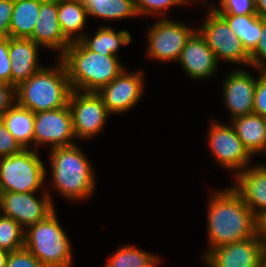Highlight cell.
<instances>
[{"mask_svg":"<svg viewBox=\"0 0 266 267\" xmlns=\"http://www.w3.org/2000/svg\"><path fill=\"white\" fill-rule=\"evenodd\" d=\"M213 196L207 214L209 249L243 241L258 234L257 217L233 187L214 192Z\"/></svg>","mask_w":266,"mask_h":267,"instance_id":"1","label":"cell"},{"mask_svg":"<svg viewBox=\"0 0 266 267\" xmlns=\"http://www.w3.org/2000/svg\"><path fill=\"white\" fill-rule=\"evenodd\" d=\"M59 59L64 63L75 91L98 92L124 70L117 56L90 51L79 41L70 43Z\"/></svg>","mask_w":266,"mask_h":267,"instance_id":"2","label":"cell"},{"mask_svg":"<svg viewBox=\"0 0 266 267\" xmlns=\"http://www.w3.org/2000/svg\"><path fill=\"white\" fill-rule=\"evenodd\" d=\"M72 91L64 63L53 69L42 68L16 87V103L33 113L68 105Z\"/></svg>","mask_w":266,"mask_h":267,"instance_id":"3","label":"cell"},{"mask_svg":"<svg viewBox=\"0 0 266 267\" xmlns=\"http://www.w3.org/2000/svg\"><path fill=\"white\" fill-rule=\"evenodd\" d=\"M76 144L51 148L53 186L71 200L89 197L95 188V177L87 157Z\"/></svg>","mask_w":266,"mask_h":267,"instance_id":"4","label":"cell"},{"mask_svg":"<svg viewBox=\"0 0 266 267\" xmlns=\"http://www.w3.org/2000/svg\"><path fill=\"white\" fill-rule=\"evenodd\" d=\"M25 230L24 247L44 267H71L73 264L71 244L62 229L55 211L43 221Z\"/></svg>","mask_w":266,"mask_h":267,"instance_id":"5","label":"cell"},{"mask_svg":"<svg viewBox=\"0 0 266 267\" xmlns=\"http://www.w3.org/2000/svg\"><path fill=\"white\" fill-rule=\"evenodd\" d=\"M46 169L36 152H21L0 158V193L36 192L42 186Z\"/></svg>","mask_w":266,"mask_h":267,"instance_id":"6","label":"cell"},{"mask_svg":"<svg viewBox=\"0 0 266 267\" xmlns=\"http://www.w3.org/2000/svg\"><path fill=\"white\" fill-rule=\"evenodd\" d=\"M202 27L197 31L205 39L218 62L220 58L228 62L249 65L250 55L242 42L229 27L227 21L212 7Z\"/></svg>","mask_w":266,"mask_h":267,"instance_id":"7","label":"cell"},{"mask_svg":"<svg viewBox=\"0 0 266 267\" xmlns=\"http://www.w3.org/2000/svg\"><path fill=\"white\" fill-rule=\"evenodd\" d=\"M68 105L72 114L75 137L90 138L98 134L110 114L96 92L80 93L72 90Z\"/></svg>","mask_w":266,"mask_h":267,"instance_id":"8","label":"cell"},{"mask_svg":"<svg viewBox=\"0 0 266 267\" xmlns=\"http://www.w3.org/2000/svg\"><path fill=\"white\" fill-rule=\"evenodd\" d=\"M34 193H0V209L2 211L0 213L15 220L25 230L29 226L43 221L55 211L54 205H52L51 197L47 192L41 199H37Z\"/></svg>","mask_w":266,"mask_h":267,"instance_id":"9","label":"cell"},{"mask_svg":"<svg viewBox=\"0 0 266 267\" xmlns=\"http://www.w3.org/2000/svg\"><path fill=\"white\" fill-rule=\"evenodd\" d=\"M75 138L69 105L55 110L34 113L33 143L50 144L52 148L71 146Z\"/></svg>","mask_w":266,"mask_h":267,"instance_id":"10","label":"cell"},{"mask_svg":"<svg viewBox=\"0 0 266 267\" xmlns=\"http://www.w3.org/2000/svg\"><path fill=\"white\" fill-rule=\"evenodd\" d=\"M195 31L177 21L162 19L148 33V56L163 61H177L187 40Z\"/></svg>","mask_w":266,"mask_h":267,"instance_id":"11","label":"cell"},{"mask_svg":"<svg viewBox=\"0 0 266 267\" xmlns=\"http://www.w3.org/2000/svg\"><path fill=\"white\" fill-rule=\"evenodd\" d=\"M208 138V146L221 166L234 169L237 174L248 167L252 155L238 138L233 126L213 122Z\"/></svg>","mask_w":266,"mask_h":267,"instance_id":"12","label":"cell"},{"mask_svg":"<svg viewBox=\"0 0 266 267\" xmlns=\"http://www.w3.org/2000/svg\"><path fill=\"white\" fill-rule=\"evenodd\" d=\"M143 72L126 73L125 69L109 84L96 92L112 114L127 111L138 103L143 94Z\"/></svg>","mask_w":266,"mask_h":267,"instance_id":"13","label":"cell"},{"mask_svg":"<svg viewBox=\"0 0 266 267\" xmlns=\"http://www.w3.org/2000/svg\"><path fill=\"white\" fill-rule=\"evenodd\" d=\"M263 246L257 234L243 241L209 249L204 261L209 267H260Z\"/></svg>","mask_w":266,"mask_h":267,"instance_id":"14","label":"cell"},{"mask_svg":"<svg viewBox=\"0 0 266 267\" xmlns=\"http://www.w3.org/2000/svg\"><path fill=\"white\" fill-rule=\"evenodd\" d=\"M256 83V78L241 69L234 70L226 78L224 100L232 119L253 113Z\"/></svg>","mask_w":266,"mask_h":267,"instance_id":"15","label":"cell"},{"mask_svg":"<svg viewBox=\"0 0 266 267\" xmlns=\"http://www.w3.org/2000/svg\"><path fill=\"white\" fill-rule=\"evenodd\" d=\"M177 61L193 79H203L213 75L218 65L213 51L197 29L187 40Z\"/></svg>","mask_w":266,"mask_h":267,"instance_id":"16","label":"cell"},{"mask_svg":"<svg viewBox=\"0 0 266 267\" xmlns=\"http://www.w3.org/2000/svg\"><path fill=\"white\" fill-rule=\"evenodd\" d=\"M57 15L58 0H41L39 19L30 39L39 46L57 49L62 55L71 42L63 35Z\"/></svg>","mask_w":266,"mask_h":267,"instance_id":"17","label":"cell"},{"mask_svg":"<svg viewBox=\"0 0 266 267\" xmlns=\"http://www.w3.org/2000/svg\"><path fill=\"white\" fill-rule=\"evenodd\" d=\"M236 180L233 188L259 219L266 213V166L244 169L236 174Z\"/></svg>","mask_w":266,"mask_h":267,"instance_id":"18","label":"cell"},{"mask_svg":"<svg viewBox=\"0 0 266 267\" xmlns=\"http://www.w3.org/2000/svg\"><path fill=\"white\" fill-rule=\"evenodd\" d=\"M38 47L32 39L9 37L11 85L15 88L43 68L37 64Z\"/></svg>","mask_w":266,"mask_h":267,"instance_id":"19","label":"cell"},{"mask_svg":"<svg viewBox=\"0 0 266 267\" xmlns=\"http://www.w3.org/2000/svg\"><path fill=\"white\" fill-rule=\"evenodd\" d=\"M95 33V36L89 38L84 35L74 37V42L79 41L86 49L105 56H117L120 45H127L131 41V35L126 30L116 33L111 27L102 25Z\"/></svg>","mask_w":266,"mask_h":267,"instance_id":"20","label":"cell"},{"mask_svg":"<svg viewBox=\"0 0 266 267\" xmlns=\"http://www.w3.org/2000/svg\"><path fill=\"white\" fill-rule=\"evenodd\" d=\"M238 138L252 155L262 152V146L265 138L266 118L258 114L251 113L232 119Z\"/></svg>","mask_w":266,"mask_h":267,"instance_id":"21","label":"cell"},{"mask_svg":"<svg viewBox=\"0 0 266 267\" xmlns=\"http://www.w3.org/2000/svg\"><path fill=\"white\" fill-rule=\"evenodd\" d=\"M41 0H14L9 37L30 39L39 19Z\"/></svg>","mask_w":266,"mask_h":267,"instance_id":"22","label":"cell"},{"mask_svg":"<svg viewBox=\"0 0 266 267\" xmlns=\"http://www.w3.org/2000/svg\"><path fill=\"white\" fill-rule=\"evenodd\" d=\"M7 130L14 136L16 141L24 148L33 143L34 113L26 108L14 105L1 116Z\"/></svg>","mask_w":266,"mask_h":267,"instance_id":"23","label":"cell"},{"mask_svg":"<svg viewBox=\"0 0 266 267\" xmlns=\"http://www.w3.org/2000/svg\"><path fill=\"white\" fill-rule=\"evenodd\" d=\"M228 23L234 34L242 42L246 52L250 55L260 40L262 18L257 14L232 15L220 14Z\"/></svg>","mask_w":266,"mask_h":267,"instance_id":"24","label":"cell"},{"mask_svg":"<svg viewBox=\"0 0 266 267\" xmlns=\"http://www.w3.org/2000/svg\"><path fill=\"white\" fill-rule=\"evenodd\" d=\"M87 15L103 19H122L138 16L134 0H80Z\"/></svg>","mask_w":266,"mask_h":267,"instance_id":"25","label":"cell"},{"mask_svg":"<svg viewBox=\"0 0 266 267\" xmlns=\"http://www.w3.org/2000/svg\"><path fill=\"white\" fill-rule=\"evenodd\" d=\"M87 10L80 0H58V21L63 35L72 43V34L80 32L86 23ZM73 36V37H72Z\"/></svg>","mask_w":266,"mask_h":267,"instance_id":"26","label":"cell"},{"mask_svg":"<svg viewBox=\"0 0 266 267\" xmlns=\"http://www.w3.org/2000/svg\"><path fill=\"white\" fill-rule=\"evenodd\" d=\"M156 258L132 246H122L110 257L104 267H149Z\"/></svg>","mask_w":266,"mask_h":267,"instance_id":"27","label":"cell"},{"mask_svg":"<svg viewBox=\"0 0 266 267\" xmlns=\"http://www.w3.org/2000/svg\"><path fill=\"white\" fill-rule=\"evenodd\" d=\"M25 229L12 218L0 216V249L8 252L24 248Z\"/></svg>","mask_w":266,"mask_h":267,"instance_id":"28","label":"cell"},{"mask_svg":"<svg viewBox=\"0 0 266 267\" xmlns=\"http://www.w3.org/2000/svg\"><path fill=\"white\" fill-rule=\"evenodd\" d=\"M221 7H213L218 14H256L255 0H221Z\"/></svg>","mask_w":266,"mask_h":267,"instance_id":"29","label":"cell"},{"mask_svg":"<svg viewBox=\"0 0 266 267\" xmlns=\"http://www.w3.org/2000/svg\"><path fill=\"white\" fill-rule=\"evenodd\" d=\"M6 267H44L25 247L9 252Z\"/></svg>","mask_w":266,"mask_h":267,"instance_id":"30","label":"cell"},{"mask_svg":"<svg viewBox=\"0 0 266 267\" xmlns=\"http://www.w3.org/2000/svg\"><path fill=\"white\" fill-rule=\"evenodd\" d=\"M138 15L161 14L166 8L181 5L178 0H134Z\"/></svg>","mask_w":266,"mask_h":267,"instance_id":"31","label":"cell"},{"mask_svg":"<svg viewBox=\"0 0 266 267\" xmlns=\"http://www.w3.org/2000/svg\"><path fill=\"white\" fill-rule=\"evenodd\" d=\"M23 149L14 136L7 130L5 123L0 117V158L17 154Z\"/></svg>","mask_w":266,"mask_h":267,"instance_id":"32","label":"cell"},{"mask_svg":"<svg viewBox=\"0 0 266 267\" xmlns=\"http://www.w3.org/2000/svg\"><path fill=\"white\" fill-rule=\"evenodd\" d=\"M259 39L255 50L250 54L249 65L258 67L261 72H266L265 62L262 60H266V20L264 19H262V31Z\"/></svg>","mask_w":266,"mask_h":267,"instance_id":"33","label":"cell"},{"mask_svg":"<svg viewBox=\"0 0 266 267\" xmlns=\"http://www.w3.org/2000/svg\"><path fill=\"white\" fill-rule=\"evenodd\" d=\"M260 74L254 93L253 113L266 118V72L260 71Z\"/></svg>","mask_w":266,"mask_h":267,"instance_id":"34","label":"cell"},{"mask_svg":"<svg viewBox=\"0 0 266 267\" xmlns=\"http://www.w3.org/2000/svg\"><path fill=\"white\" fill-rule=\"evenodd\" d=\"M8 51L9 36L0 38V82L11 84V61Z\"/></svg>","mask_w":266,"mask_h":267,"instance_id":"35","label":"cell"},{"mask_svg":"<svg viewBox=\"0 0 266 267\" xmlns=\"http://www.w3.org/2000/svg\"><path fill=\"white\" fill-rule=\"evenodd\" d=\"M14 0H0V38L9 36Z\"/></svg>","mask_w":266,"mask_h":267,"instance_id":"36","label":"cell"},{"mask_svg":"<svg viewBox=\"0 0 266 267\" xmlns=\"http://www.w3.org/2000/svg\"><path fill=\"white\" fill-rule=\"evenodd\" d=\"M16 102V88L8 83L0 82V117Z\"/></svg>","mask_w":266,"mask_h":267,"instance_id":"37","label":"cell"},{"mask_svg":"<svg viewBox=\"0 0 266 267\" xmlns=\"http://www.w3.org/2000/svg\"><path fill=\"white\" fill-rule=\"evenodd\" d=\"M258 235L263 243L266 244V213L258 219Z\"/></svg>","mask_w":266,"mask_h":267,"instance_id":"38","label":"cell"},{"mask_svg":"<svg viewBox=\"0 0 266 267\" xmlns=\"http://www.w3.org/2000/svg\"><path fill=\"white\" fill-rule=\"evenodd\" d=\"M256 14L266 20V0H255Z\"/></svg>","mask_w":266,"mask_h":267,"instance_id":"39","label":"cell"},{"mask_svg":"<svg viewBox=\"0 0 266 267\" xmlns=\"http://www.w3.org/2000/svg\"><path fill=\"white\" fill-rule=\"evenodd\" d=\"M9 252L0 249V267H6Z\"/></svg>","mask_w":266,"mask_h":267,"instance_id":"40","label":"cell"},{"mask_svg":"<svg viewBox=\"0 0 266 267\" xmlns=\"http://www.w3.org/2000/svg\"><path fill=\"white\" fill-rule=\"evenodd\" d=\"M260 267H266V244L262 248Z\"/></svg>","mask_w":266,"mask_h":267,"instance_id":"41","label":"cell"},{"mask_svg":"<svg viewBox=\"0 0 266 267\" xmlns=\"http://www.w3.org/2000/svg\"><path fill=\"white\" fill-rule=\"evenodd\" d=\"M262 151L263 152L266 151V122H265V138H264V142H263V146H262Z\"/></svg>","mask_w":266,"mask_h":267,"instance_id":"42","label":"cell"},{"mask_svg":"<svg viewBox=\"0 0 266 267\" xmlns=\"http://www.w3.org/2000/svg\"><path fill=\"white\" fill-rule=\"evenodd\" d=\"M160 262V259H158V257L150 264L149 267H156L157 264Z\"/></svg>","mask_w":266,"mask_h":267,"instance_id":"43","label":"cell"},{"mask_svg":"<svg viewBox=\"0 0 266 267\" xmlns=\"http://www.w3.org/2000/svg\"><path fill=\"white\" fill-rule=\"evenodd\" d=\"M181 5L189 3V0H178ZM192 1V0H191Z\"/></svg>","mask_w":266,"mask_h":267,"instance_id":"44","label":"cell"}]
</instances>
